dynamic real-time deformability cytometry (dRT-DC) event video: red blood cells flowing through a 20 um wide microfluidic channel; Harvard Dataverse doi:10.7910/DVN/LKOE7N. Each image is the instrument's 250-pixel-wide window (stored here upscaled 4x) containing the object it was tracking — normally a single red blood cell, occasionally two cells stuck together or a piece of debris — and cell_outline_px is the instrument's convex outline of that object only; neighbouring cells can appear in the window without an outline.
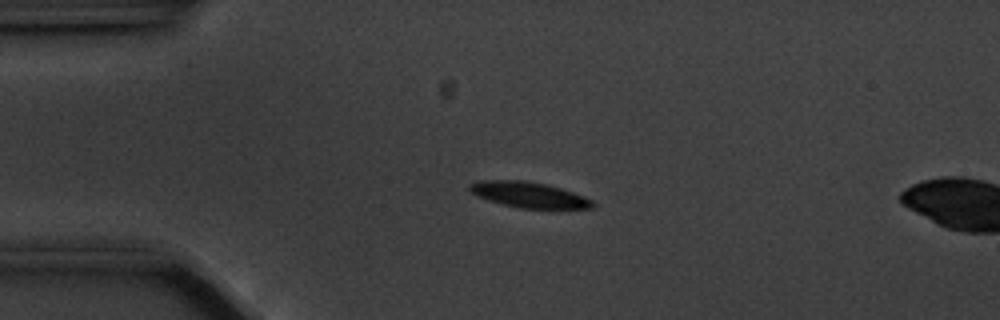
{"species": "common noctule bat (a hibernating species)", "species_latin": "Nyctalus noctula", "temperature_condition": "cold", "stored_images_in_passage": 16, "camera_frame_rate_fps": 3000, "um_per_image_px": 0.085, "animal": {"sex": "male", "body_mass_g": 20.1, "forearm_length_mm": 53.5}, "frame": {"image": 1, "passage_image": 12, "time_ms": 3.667, "image_size_px": [1000, 320], "cell_outline_px": [[596, 204], [592, 208], [520, 208], [488, 200], [476, 196], [468, 188], [468, 184], [480, 180], [524, 180], [544, 184], [560, 188], [584, 196], [592, 200]], "centroid_in_image_um": [44.93, 16.55], "position_along_channel_um": 40.1, "area_um2": 18.21}}